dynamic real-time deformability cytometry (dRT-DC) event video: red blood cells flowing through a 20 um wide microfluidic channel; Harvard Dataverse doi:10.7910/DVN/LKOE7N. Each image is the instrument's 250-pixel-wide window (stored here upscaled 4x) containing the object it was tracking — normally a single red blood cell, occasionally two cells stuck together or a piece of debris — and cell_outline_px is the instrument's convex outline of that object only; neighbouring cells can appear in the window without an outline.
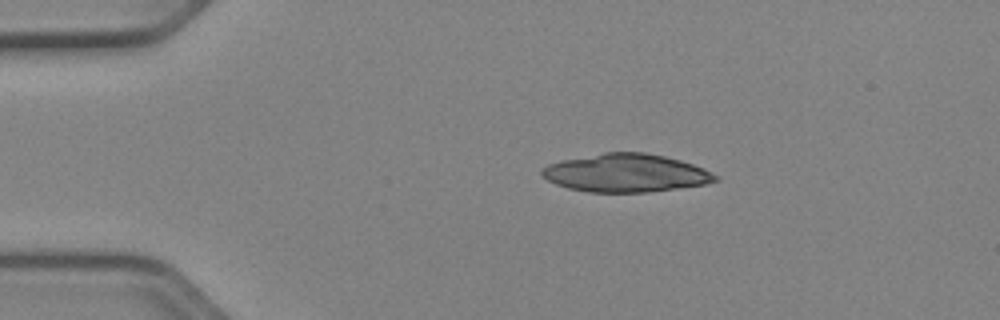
{"species": "Egyptian fruit bat (a non-hibernating species)", "species_latin": "Rousettus aegyptiacus", "temperature_condition": "cold", "stored_images_in_passage": 2, "camera_frame_rate_fps": 3000, "um_per_image_px": 0.085, "animal": {"sex": "female"}, "frame": {"image": 1, "passage_image": 1, "time_ms": 0.0, "image_size_px": [1000, 320], "cell_outline_px": [[720, 180], [704, 184], [676, 188], [644, 192], [588, 192], [568, 188], [556, 184], [548, 180], [540, 172], [548, 164], [560, 160], [604, 152], [644, 152], [664, 156], [680, 160], [704, 168], [720, 176]], "centroid_in_image_um": [53.21, 14.7], "position_along_channel_um": 31.8, "area_um2": 38.44}}